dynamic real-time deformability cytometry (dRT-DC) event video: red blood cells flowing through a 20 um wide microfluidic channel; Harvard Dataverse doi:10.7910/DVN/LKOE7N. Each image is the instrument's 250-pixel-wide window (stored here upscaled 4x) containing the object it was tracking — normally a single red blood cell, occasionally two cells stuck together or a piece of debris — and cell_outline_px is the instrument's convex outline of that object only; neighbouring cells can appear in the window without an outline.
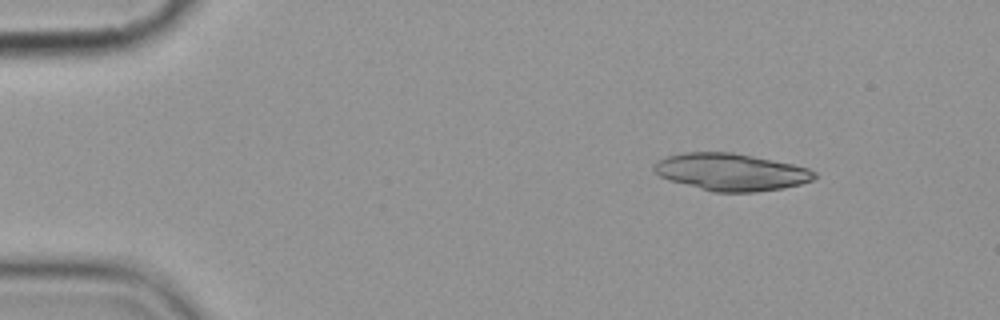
{"species": "common noctule bat (a hibernating species)", "species_latin": "Nyctalus noctula", "temperature_condition": "cold", "stored_images_in_passage": 4, "camera_frame_rate_fps": 3000, "um_per_image_px": 0.085, "animal": {"sex": "female", "body_mass_g": 19.9}, "frame": {"image": 1, "passage_image": 2, "time_ms": 1.0, "image_size_px": [1000, 320], "cell_outline_px": [[816, 176], [812, 180], [800, 184], [784, 188], [756, 192], [712, 192], [668, 180], [660, 176], [652, 168], [652, 164], [656, 160], [668, 156], [684, 152], [732, 152], [792, 164], [808, 168], [816, 172]], "centroid_in_image_um": [62.1, 14.62], "position_along_channel_um": 22.9, "area_um2": 34.85}}